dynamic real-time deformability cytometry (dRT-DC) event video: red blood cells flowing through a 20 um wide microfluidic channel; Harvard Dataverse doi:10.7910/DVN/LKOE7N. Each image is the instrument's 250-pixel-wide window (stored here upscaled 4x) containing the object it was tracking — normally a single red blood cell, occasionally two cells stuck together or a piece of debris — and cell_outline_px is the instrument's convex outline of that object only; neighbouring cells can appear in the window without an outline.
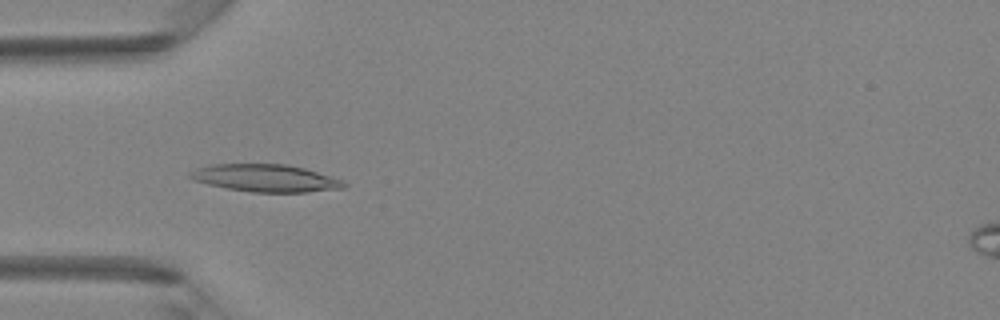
{"species": "Egyptian fruit bat (a non-hibernating species)", "species_latin": "Rousettus aegyptiacus", "temperature_condition": "room temperature", "stored_images_in_passage": 41, "camera_frame_rate_fps": 3000, "um_per_image_px": 0.085, "animal": {"sex": "female"}, "frame": {"image": 1, "passage_image": 8, "time_ms": 2.333, "image_size_px": [1000, 320], "cell_outline_px": [[348, 184], [344, 188], [308, 192], [252, 192], [228, 188], [208, 184], [192, 180], [188, 176], [188, 172], [196, 168], [212, 164], [288, 164], [304, 168], [344, 180]], "centroid_in_image_um": [22.57, 15.13], "position_along_channel_um": 62.4, "area_um2": 24.68}}
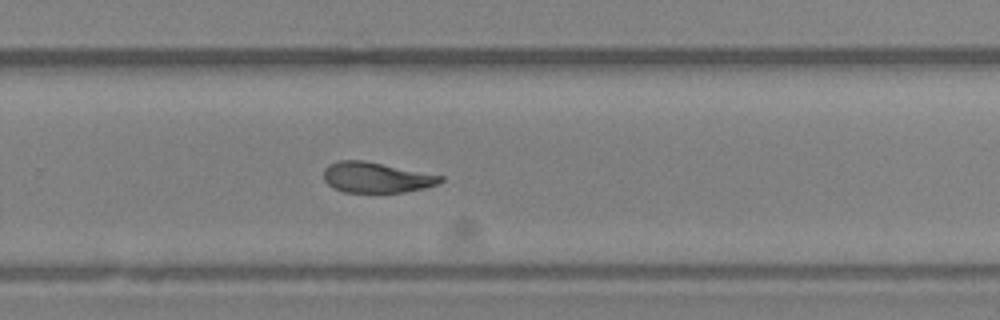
{"frame": {"image": 2, "passage_image": 25, "time_ms": 8.0, "image_size_px": [1000, 320], "cell_outline_px": [[444, 180], [440, 184], [424, 188], [404, 192], [344, 192], [332, 188], [324, 180], [324, 168], [328, 164], [340, 160], [364, 160], [444, 176]], "centroid_in_image_um": [31.98, 15.08], "position_along_channel_um": 297.8, "area_um2": 20.87}}
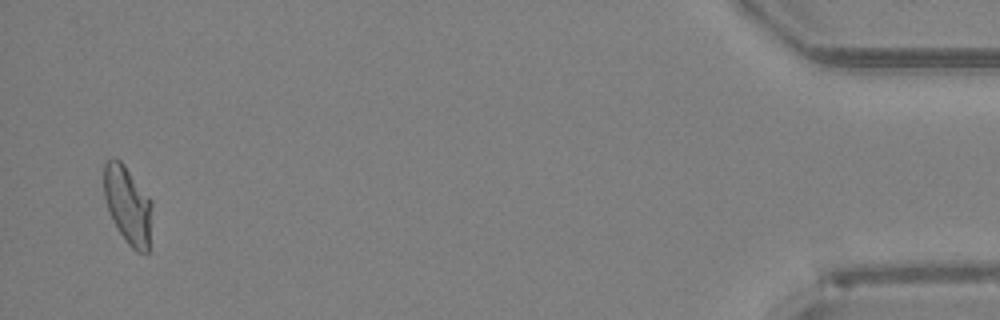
{"frame": {"image": 3, "passage_image": 40, "time_ms": 13.0, "image_size_px": [1000, 320], "cell_outline_px": [[152, 204], [148, 252], [136, 252], [128, 244], [120, 232], [108, 208], [104, 196], [104, 160], [112, 156], [120, 160], [124, 164], [152, 200]], "centroid_in_image_um": [10.86, 17.37], "position_along_channel_um": 424.3, "area_um2": 21.68}, "authors_computed_cell_mechanics": {"area_um2": 22.0218, "velocity_mm_per_s": 4.1987, "shape_relaxation_time_tau1_ms": 6.446, "shape_relaxation_time_tau2_ms": 4.0669, "deformation_change_tau1": 0.2289, "deformation_change_tau2": 0.1291}}